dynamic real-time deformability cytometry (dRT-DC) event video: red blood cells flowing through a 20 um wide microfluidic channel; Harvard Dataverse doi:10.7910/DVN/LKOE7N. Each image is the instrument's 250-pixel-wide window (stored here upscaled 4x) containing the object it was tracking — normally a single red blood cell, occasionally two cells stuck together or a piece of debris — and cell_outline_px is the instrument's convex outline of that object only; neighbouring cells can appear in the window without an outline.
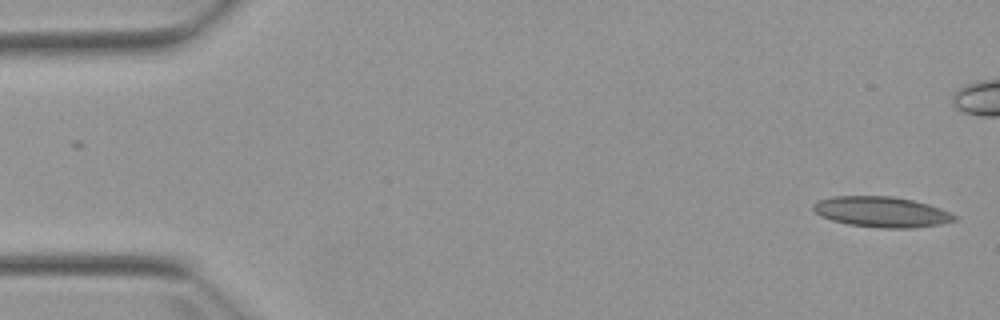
{"species": "Egyptian fruit bat (a non-hibernating species)", "species_latin": "Rousettus aegyptiacus", "temperature_condition": "warm", "stored_images_in_passage": 6, "camera_frame_rate_fps": 3000, "um_per_image_px": 0.085, "animal": {"sex": "female"}, "frame": {"image": 1, "passage_image": 1, "time_ms": 0.0, "image_size_px": [1000, 320], "cell_outline_px": [[956, 220], [940, 224], [912, 228], [880, 228], [848, 224], [832, 220], [820, 216], [812, 208], [812, 204], [816, 200], [832, 196], [892, 196], [912, 200], [928, 204], [952, 212], [956, 216]], "centroid_in_image_um": [74.91, 18.0], "position_along_channel_um": 10.1, "area_um2": 25.26}}
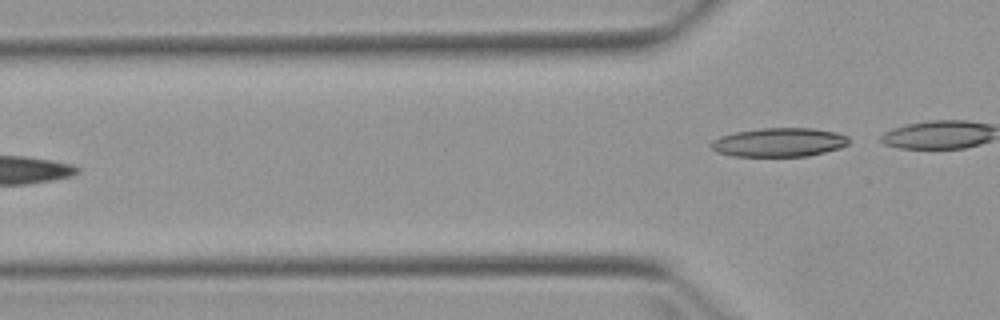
{"frame": {"image": 2, "passage_image": 6, "time_ms": 6.333, "image_size_px": [1000, 320], "cell_outline_px": [[848, 144], [840, 148], [808, 156], [732, 156], [716, 152], [708, 144], [712, 140], [720, 136], [736, 132], [760, 128], [812, 128], [836, 132], [848, 136]], "centroid_in_image_um": [66.2, 12.1], "position_along_channel_um": 59.6, "area_um2": 23.24}}